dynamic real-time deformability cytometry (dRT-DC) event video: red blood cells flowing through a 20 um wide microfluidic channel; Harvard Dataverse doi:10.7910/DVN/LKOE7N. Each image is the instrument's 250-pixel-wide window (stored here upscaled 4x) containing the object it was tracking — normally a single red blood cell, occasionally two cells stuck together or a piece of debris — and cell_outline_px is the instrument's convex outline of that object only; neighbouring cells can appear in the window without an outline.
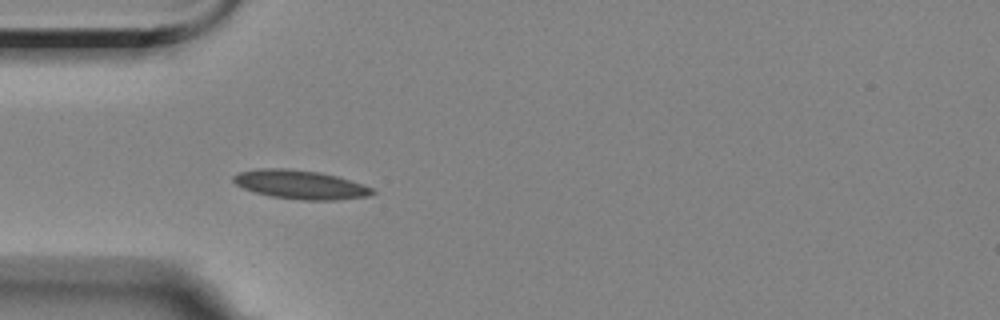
{"species": "Egyptian fruit bat (a non-hibernating species)", "species_latin": "Rousettus aegyptiacus", "temperature_condition": "room temperature", "stored_images_in_passage": 4, "camera_frame_rate_fps": 3000, "um_per_image_px": 0.085, "animal": {"sex": "female"}, "frame": {"image": 1, "passage_image": 3, "time_ms": 3.667, "image_size_px": [1000, 320], "cell_outline_px": [[376, 192], [368, 196], [336, 200], [304, 200], [272, 196], [256, 192], [244, 188], [236, 184], [232, 180], [232, 176], [236, 172], [256, 168], [288, 168], [320, 172], [336, 176], [372, 188]], "centroid_in_image_um": [25.47, 15.67], "position_along_channel_um": 59.5, "area_um2": 23.24}}
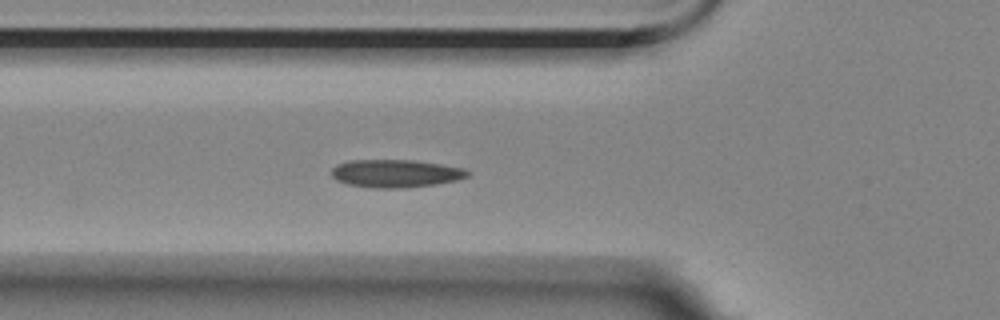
{"frame": {"image": 2, "passage_image": 4, "time_ms": 4.667, "image_size_px": [1000, 320], "cell_outline_px": [[472, 172], [468, 176], [456, 180], [436, 184], [404, 188], [372, 188], [348, 184], [336, 180], [332, 176], [332, 168], [336, 164], [348, 160], [412, 160], [440, 164], [464, 168]], "centroid_in_image_um": [33.62, 14.74], "position_along_channel_um": 92.2, "area_um2": 22.2}}